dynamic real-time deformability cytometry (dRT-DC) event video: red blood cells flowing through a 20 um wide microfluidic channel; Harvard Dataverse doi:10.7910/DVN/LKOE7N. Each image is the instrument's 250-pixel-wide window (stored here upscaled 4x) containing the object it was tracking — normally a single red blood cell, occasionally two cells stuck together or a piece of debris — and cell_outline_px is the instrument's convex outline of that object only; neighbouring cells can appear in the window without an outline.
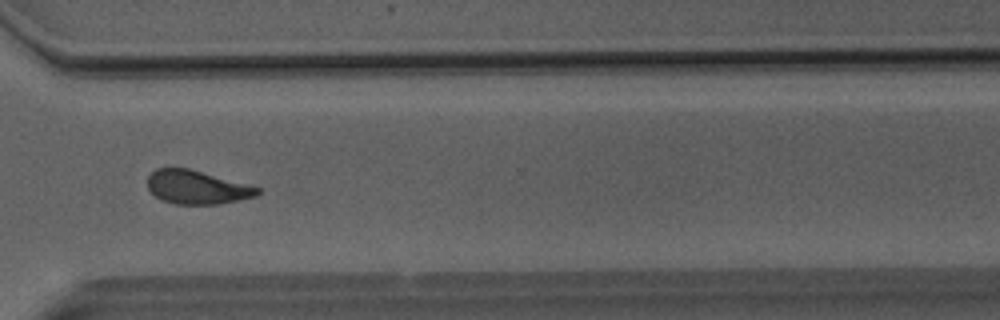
{"species": "Egyptian fruit bat (a non-hibernating species)", "species_latin": "Rousettus aegyptiacus", "temperature_condition": "room temperature", "stored_images_in_passage": 38, "camera_frame_rate_fps": 3000, "um_per_image_px": 0.085, "animal": {"sex": "male"}, "frame": {"image": 1, "passage_image": 33, "time_ms": 10.667, "image_size_px": [1000, 320], "cell_outline_px": [[260, 192], [256, 196], [220, 204], [176, 204], [160, 200], [148, 188], [148, 176], [156, 168], [188, 168], [260, 188]], "centroid_in_image_um": [16.71, 15.92], "position_along_channel_um": 353.9, "area_um2": 21.27}, "authors_computed_cell_mechanics": {"area_um2": 22.4553, "velocity_mm_per_s": 4.0558, "shape_relaxation_time_tau1_ms": 5.7856, "shape_relaxation_time_tau2_ms": 2.7389, "deformation_change_tau1": 0.1691, "deformation_change_tau2": 0.0823}}